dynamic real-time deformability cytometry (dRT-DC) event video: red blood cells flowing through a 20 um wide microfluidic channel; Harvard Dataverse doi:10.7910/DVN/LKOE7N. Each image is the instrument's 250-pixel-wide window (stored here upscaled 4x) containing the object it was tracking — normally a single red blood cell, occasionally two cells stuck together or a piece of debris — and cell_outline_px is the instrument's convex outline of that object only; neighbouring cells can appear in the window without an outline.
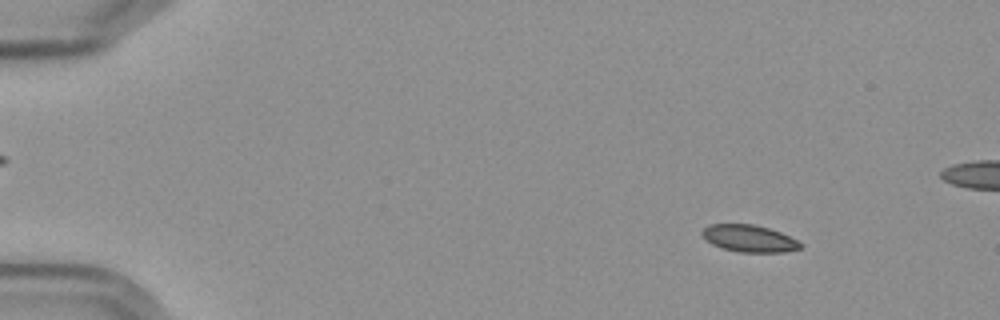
{"species": "Egyptian fruit bat (a non-hibernating species)", "species_latin": "Rousettus aegyptiacus", "temperature_condition": "cold", "stored_images_in_passage": 58, "segment_of_instrument_passage": [1, 2], "camera_frame_rate_fps": 3000, "um_per_image_px": 0.085, "frame": {"image": 1, "passage_image": 7, "time_ms": 2.0, "image_size_px": [1000, 320], "cell_outline_px": [[804, 244], [800, 248], [784, 252], [740, 252], [720, 248], [712, 244], [700, 232], [708, 224], [756, 224], [780, 232]], "centroid_in_image_um": [63.67, 20.26], "position_along_channel_um": 21.3, "area_um2": 15.43}}
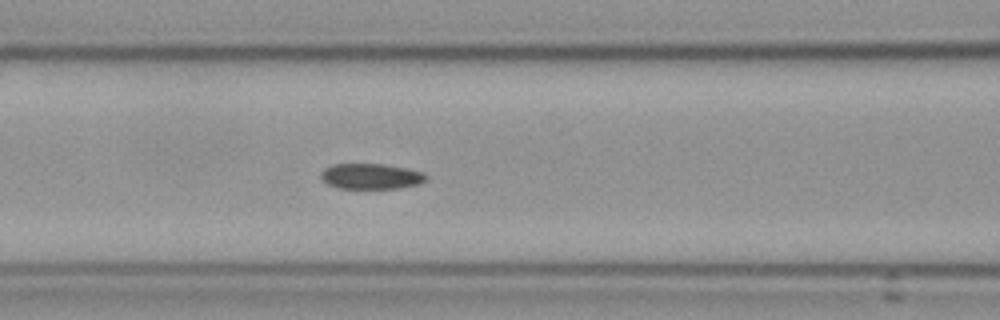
{"frame": {"image": 2, "passage_image": 25, "time_ms": 8.0, "image_size_px": [1000, 320], "cell_outline_px": [[428, 176], [420, 184], [396, 188], [336, 188], [328, 184], [320, 176], [320, 172], [324, 168], [332, 164], [384, 164], [424, 172]], "centroid_in_image_um": [31.51, 14.98], "position_along_channel_um": 135.1, "area_um2": 15.61}}
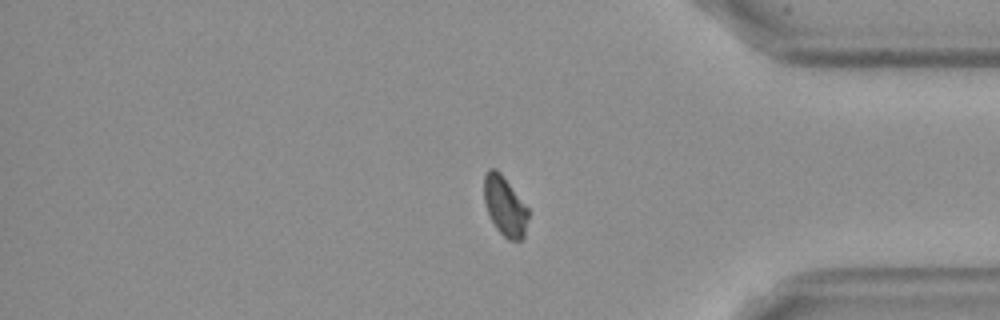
{"frame": {"image": 3, "passage_image": 48, "time_ms": 15.667, "image_size_px": [1000, 320], "cell_outline_px": [[528, 220], [524, 236], [520, 240], [508, 240], [496, 228], [488, 212], [484, 200], [484, 176], [488, 168], [492, 168], [500, 172], [528, 208]], "centroid_in_image_um": [42.91, 17.52], "position_along_channel_um": 392.3, "area_um2": 15.14}}